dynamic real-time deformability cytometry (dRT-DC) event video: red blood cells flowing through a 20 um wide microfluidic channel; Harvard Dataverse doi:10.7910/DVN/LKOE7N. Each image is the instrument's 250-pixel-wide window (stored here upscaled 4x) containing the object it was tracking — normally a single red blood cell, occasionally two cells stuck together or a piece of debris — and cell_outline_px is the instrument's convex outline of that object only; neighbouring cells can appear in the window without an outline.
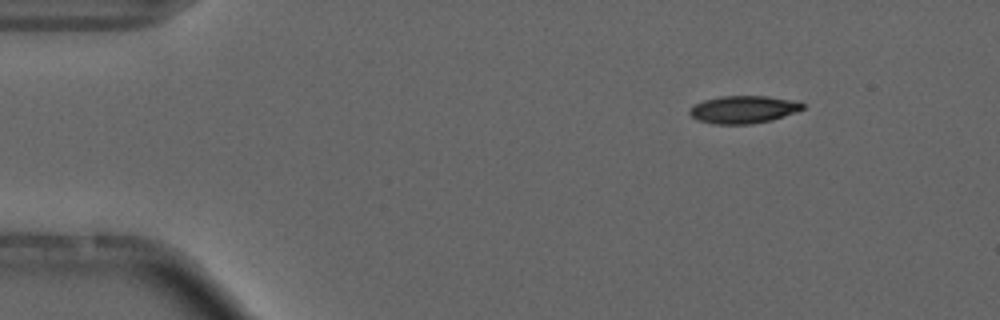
{"species": "common noctule bat (a hibernating species)", "species_latin": "Nyctalus noctula", "temperature_condition": "cold", "stored_images_in_passage": 6, "camera_frame_rate_fps": 3000, "um_per_image_px": 0.085, "animal": {"sex": "male", "forearm_length_mm": 52.5}, "frame": {"image": 1, "passage_image": 1, "time_ms": 0.0, "image_size_px": [1000, 320], "cell_outline_px": [[804, 108], [796, 112], [772, 120], [752, 124], [712, 124], [696, 120], [688, 112], [688, 108], [704, 100], [720, 96], [768, 96], [800, 100], [804, 104]], "centroid_in_image_um": [63.21, 9.3], "position_along_channel_um": 21.8, "area_um2": 18.5}}
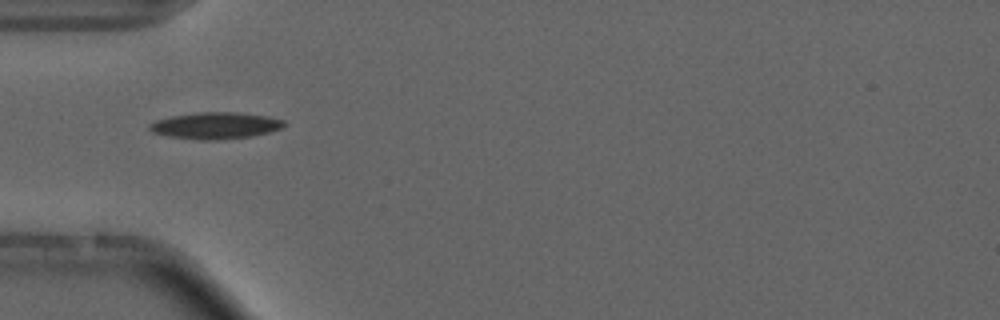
{"frame": {"image": 2, "passage_image": 4, "time_ms": 3.333, "image_size_px": [1000, 320], "cell_outline_px": [[288, 124], [280, 128], [268, 132], [252, 136], [216, 140], [200, 140], [168, 136], [152, 132], [148, 128], [148, 124], [156, 120], [172, 116], [196, 112], [236, 112], [268, 116], [284, 120]], "centroid_in_image_um": [18.31, 10.67], "position_along_channel_um": 66.7, "area_um2": 20.92}}